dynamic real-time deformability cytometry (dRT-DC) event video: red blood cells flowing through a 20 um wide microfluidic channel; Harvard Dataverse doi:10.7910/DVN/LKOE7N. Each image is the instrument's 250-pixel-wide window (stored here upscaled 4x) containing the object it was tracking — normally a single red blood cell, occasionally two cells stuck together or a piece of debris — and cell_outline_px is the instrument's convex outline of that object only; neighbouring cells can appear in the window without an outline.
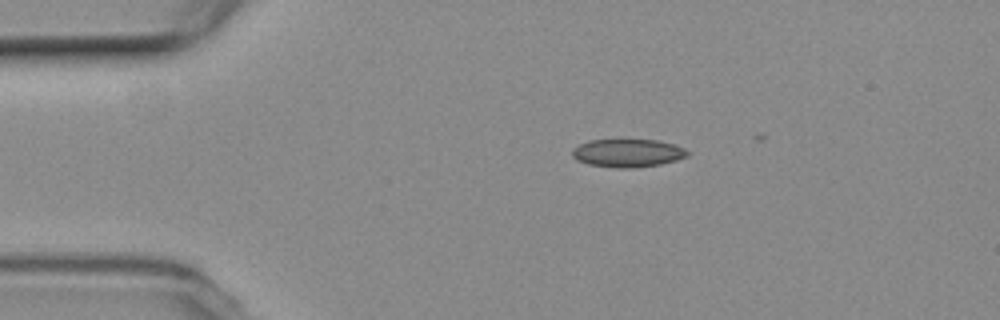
{"species": "common noctule bat (a hibernating species)", "species_latin": "Nyctalus noctula", "temperature_condition": "room temperature", "stored_images_in_passage": 3, "camera_frame_rate_fps": 3000, "um_per_image_px": 0.085, "animal": {"sex": "female", "body_mass_g": 19.3, "forearm_length_mm": 54.1}, "frame": {"image": 1, "passage_image": 1, "time_ms": 0.0, "image_size_px": [1000, 320], "cell_outline_px": [[688, 156], [676, 160], [660, 164], [632, 168], [616, 168], [588, 164], [576, 160], [572, 156], [572, 148], [588, 140], [656, 140], [672, 144], [684, 148], [688, 152]], "centroid_in_image_um": [53.32, 13.01], "position_along_channel_um": 31.7, "area_um2": 18.79}}